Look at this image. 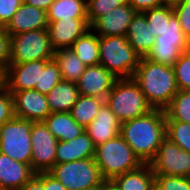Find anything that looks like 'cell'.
<instances>
[{
  "mask_svg": "<svg viewBox=\"0 0 190 190\" xmlns=\"http://www.w3.org/2000/svg\"><path fill=\"white\" fill-rule=\"evenodd\" d=\"M120 135L143 164H149L166 137V114L153 109L149 113L121 123Z\"/></svg>",
  "mask_w": 190,
  "mask_h": 190,
  "instance_id": "6da1fadb",
  "label": "cell"
},
{
  "mask_svg": "<svg viewBox=\"0 0 190 190\" xmlns=\"http://www.w3.org/2000/svg\"><path fill=\"white\" fill-rule=\"evenodd\" d=\"M132 78L153 109L165 110L179 91L173 67L152 62L144 57L140 59Z\"/></svg>",
  "mask_w": 190,
  "mask_h": 190,
  "instance_id": "7a4b0ae2",
  "label": "cell"
},
{
  "mask_svg": "<svg viewBox=\"0 0 190 190\" xmlns=\"http://www.w3.org/2000/svg\"><path fill=\"white\" fill-rule=\"evenodd\" d=\"M94 160L106 181L143 165L120 134L97 145Z\"/></svg>",
  "mask_w": 190,
  "mask_h": 190,
  "instance_id": "3957f363",
  "label": "cell"
},
{
  "mask_svg": "<svg viewBox=\"0 0 190 190\" xmlns=\"http://www.w3.org/2000/svg\"><path fill=\"white\" fill-rule=\"evenodd\" d=\"M105 103L121 123L141 117L153 110L133 78L117 79Z\"/></svg>",
  "mask_w": 190,
  "mask_h": 190,
  "instance_id": "277c9868",
  "label": "cell"
},
{
  "mask_svg": "<svg viewBox=\"0 0 190 190\" xmlns=\"http://www.w3.org/2000/svg\"><path fill=\"white\" fill-rule=\"evenodd\" d=\"M100 62L118 79L132 78L141 57L129 44L126 36H99Z\"/></svg>",
  "mask_w": 190,
  "mask_h": 190,
  "instance_id": "5b68a950",
  "label": "cell"
},
{
  "mask_svg": "<svg viewBox=\"0 0 190 190\" xmlns=\"http://www.w3.org/2000/svg\"><path fill=\"white\" fill-rule=\"evenodd\" d=\"M48 173L67 190H82L102 186L106 181L94 158L55 164Z\"/></svg>",
  "mask_w": 190,
  "mask_h": 190,
  "instance_id": "8992f818",
  "label": "cell"
},
{
  "mask_svg": "<svg viewBox=\"0 0 190 190\" xmlns=\"http://www.w3.org/2000/svg\"><path fill=\"white\" fill-rule=\"evenodd\" d=\"M31 127V121L17 117L3 123L0 126V153L31 165Z\"/></svg>",
  "mask_w": 190,
  "mask_h": 190,
  "instance_id": "52a82bcc",
  "label": "cell"
},
{
  "mask_svg": "<svg viewBox=\"0 0 190 190\" xmlns=\"http://www.w3.org/2000/svg\"><path fill=\"white\" fill-rule=\"evenodd\" d=\"M54 52L47 29L11 35L10 64L53 59Z\"/></svg>",
  "mask_w": 190,
  "mask_h": 190,
  "instance_id": "ba28073f",
  "label": "cell"
},
{
  "mask_svg": "<svg viewBox=\"0 0 190 190\" xmlns=\"http://www.w3.org/2000/svg\"><path fill=\"white\" fill-rule=\"evenodd\" d=\"M155 175L190 177V153L165 137L149 163Z\"/></svg>",
  "mask_w": 190,
  "mask_h": 190,
  "instance_id": "9c48e42d",
  "label": "cell"
},
{
  "mask_svg": "<svg viewBox=\"0 0 190 190\" xmlns=\"http://www.w3.org/2000/svg\"><path fill=\"white\" fill-rule=\"evenodd\" d=\"M58 140L48 130L44 122H32L31 168L35 173L48 172L56 164Z\"/></svg>",
  "mask_w": 190,
  "mask_h": 190,
  "instance_id": "30bf717a",
  "label": "cell"
},
{
  "mask_svg": "<svg viewBox=\"0 0 190 190\" xmlns=\"http://www.w3.org/2000/svg\"><path fill=\"white\" fill-rule=\"evenodd\" d=\"M52 59L9 64L6 68L5 87L12 94L40 87L41 70Z\"/></svg>",
  "mask_w": 190,
  "mask_h": 190,
  "instance_id": "8fae6325",
  "label": "cell"
},
{
  "mask_svg": "<svg viewBox=\"0 0 190 190\" xmlns=\"http://www.w3.org/2000/svg\"><path fill=\"white\" fill-rule=\"evenodd\" d=\"M11 95L13 98L14 115L19 119L43 122L51 113L46 95L35 89L14 92Z\"/></svg>",
  "mask_w": 190,
  "mask_h": 190,
  "instance_id": "7c38bea8",
  "label": "cell"
},
{
  "mask_svg": "<svg viewBox=\"0 0 190 190\" xmlns=\"http://www.w3.org/2000/svg\"><path fill=\"white\" fill-rule=\"evenodd\" d=\"M89 28L88 18L71 17L48 22L47 30L53 50L71 48Z\"/></svg>",
  "mask_w": 190,
  "mask_h": 190,
  "instance_id": "4fadbf2b",
  "label": "cell"
},
{
  "mask_svg": "<svg viewBox=\"0 0 190 190\" xmlns=\"http://www.w3.org/2000/svg\"><path fill=\"white\" fill-rule=\"evenodd\" d=\"M117 79V77L99 64L87 66L76 85L80 95L106 99Z\"/></svg>",
  "mask_w": 190,
  "mask_h": 190,
  "instance_id": "5bb4252c",
  "label": "cell"
},
{
  "mask_svg": "<svg viewBox=\"0 0 190 190\" xmlns=\"http://www.w3.org/2000/svg\"><path fill=\"white\" fill-rule=\"evenodd\" d=\"M136 11L127 3L106 12L90 28L99 36H126Z\"/></svg>",
  "mask_w": 190,
  "mask_h": 190,
  "instance_id": "9a60e30c",
  "label": "cell"
},
{
  "mask_svg": "<svg viewBox=\"0 0 190 190\" xmlns=\"http://www.w3.org/2000/svg\"><path fill=\"white\" fill-rule=\"evenodd\" d=\"M35 174L31 165L0 153V189L20 190Z\"/></svg>",
  "mask_w": 190,
  "mask_h": 190,
  "instance_id": "2e32d148",
  "label": "cell"
},
{
  "mask_svg": "<svg viewBox=\"0 0 190 190\" xmlns=\"http://www.w3.org/2000/svg\"><path fill=\"white\" fill-rule=\"evenodd\" d=\"M47 26V12L23 2L5 30L10 35H15L27 31L47 29Z\"/></svg>",
  "mask_w": 190,
  "mask_h": 190,
  "instance_id": "e0dca14e",
  "label": "cell"
},
{
  "mask_svg": "<svg viewBox=\"0 0 190 190\" xmlns=\"http://www.w3.org/2000/svg\"><path fill=\"white\" fill-rule=\"evenodd\" d=\"M121 122L104 103L95 119L85 128L95 146L105 143L120 134Z\"/></svg>",
  "mask_w": 190,
  "mask_h": 190,
  "instance_id": "ac0fdd59",
  "label": "cell"
},
{
  "mask_svg": "<svg viewBox=\"0 0 190 190\" xmlns=\"http://www.w3.org/2000/svg\"><path fill=\"white\" fill-rule=\"evenodd\" d=\"M96 146L86 132L70 141H58L56 164L94 158Z\"/></svg>",
  "mask_w": 190,
  "mask_h": 190,
  "instance_id": "d6986e66",
  "label": "cell"
},
{
  "mask_svg": "<svg viewBox=\"0 0 190 190\" xmlns=\"http://www.w3.org/2000/svg\"><path fill=\"white\" fill-rule=\"evenodd\" d=\"M126 37L141 58L148 54L156 38L148 28L146 17L142 12H136L133 16Z\"/></svg>",
  "mask_w": 190,
  "mask_h": 190,
  "instance_id": "ffe728a7",
  "label": "cell"
},
{
  "mask_svg": "<svg viewBox=\"0 0 190 190\" xmlns=\"http://www.w3.org/2000/svg\"><path fill=\"white\" fill-rule=\"evenodd\" d=\"M43 122L58 141H70L85 132L69 112L50 113Z\"/></svg>",
  "mask_w": 190,
  "mask_h": 190,
  "instance_id": "44dd1931",
  "label": "cell"
},
{
  "mask_svg": "<svg viewBox=\"0 0 190 190\" xmlns=\"http://www.w3.org/2000/svg\"><path fill=\"white\" fill-rule=\"evenodd\" d=\"M111 181L119 190H155V174L149 164L115 176Z\"/></svg>",
  "mask_w": 190,
  "mask_h": 190,
  "instance_id": "7402d4cb",
  "label": "cell"
},
{
  "mask_svg": "<svg viewBox=\"0 0 190 190\" xmlns=\"http://www.w3.org/2000/svg\"><path fill=\"white\" fill-rule=\"evenodd\" d=\"M80 93L76 83L61 80L46 95L51 113L69 112L79 98Z\"/></svg>",
  "mask_w": 190,
  "mask_h": 190,
  "instance_id": "603a6c76",
  "label": "cell"
},
{
  "mask_svg": "<svg viewBox=\"0 0 190 190\" xmlns=\"http://www.w3.org/2000/svg\"><path fill=\"white\" fill-rule=\"evenodd\" d=\"M71 50L86 66L99 65V35L91 28L73 43Z\"/></svg>",
  "mask_w": 190,
  "mask_h": 190,
  "instance_id": "cb8c5ba5",
  "label": "cell"
},
{
  "mask_svg": "<svg viewBox=\"0 0 190 190\" xmlns=\"http://www.w3.org/2000/svg\"><path fill=\"white\" fill-rule=\"evenodd\" d=\"M53 59L57 63L62 80L76 83L84 73L86 65L80 61L71 48L58 49L54 52Z\"/></svg>",
  "mask_w": 190,
  "mask_h": 190,
  "instance_id": "d4e9b609",
  "label": "cell"
},
{
  "mask_svg": "<svg viewBox=\"0 0 190 190\" xmlns=\"http://www.w3.org/2000/svg\"><path fill=\"white\" fill-rule=\"evenodd\" d=\"M71 17L87 18V0H55L47 11L48 22Z\"/></svg>",
  "mask_w": 190,
  "mask_h": 190,
  "instance_id": "484cf974",
  "label": "cell"
},
{
  "mask_svg": "<svg viewBox=\"0 0 190 190\" xmlns=\"http://www.w3.org/2000/svg\"><path fill=\"white\" fill-rule=\"evenodd\" d=\"M104 103L105 99L80 95L69 113L79 125L86 128L95 119Z\"/></svg>",
  "mask_w": 190,
  "mask_h": 190,
  "instance_id": "4316f807",
  "label": "cell"
},
{
  "mask_svg": "<svg viewBox=\"0 0 190 190\" xmlns=\"http://www.w3.org/2000/svg\"><path fill=\"white\" fill-rule=\"evenodd\" d=\"M188 44L154 43L144 57L152 62L173 67L180 55L187 51Z\"/></svg>",
  "mask_w": 190,
  "mask_h": 190,
  "instance_id": "83f0119b",
  "label": "cell"
},
{
  "mask_svg": "<svg viewBox=\"0 0 190 190\" xmlns=\"http://www.w3.org/2000/svg\"><path fill=\"white\" fill-rule=\"evenodd\" d=\"M164 111L166 121H181L190 124V90H179Z\"/></svg>",
  "mask_w": 190,
  "mask_h": 190,
  "instance_id": "f1b7e54d",
  "label": "cell"
},
{
  "mask_svg": "<svg viewBox=\"0 0 190 190\" xmlns=\"http://www.w3.org/2000/svg\"><path fill=\"white\" fill-rule=\"evenodd\" d=\"M147 20L148 28H150L152 35L155 37L161 36L167 25L170 17L174 14L171 4H166L157 8L142 12Z\"/></svg>",
  "mask_w": 190,
  "mask_h": 190,
  "instance_id": "f546056e",
  "label": "cell"
},
{
  "mask_svg": "<svg viewBox=\"0 0 190 190\" xmlns=\"http://www.w3.org/2000/svg\"><path fill=\"white\" fill-rule=\"evenodd\" d=\"M166 137L182 150L190 153V124L181 121H166Z\"/></svg>",
  "mask_w": 190,
  "mask_h": 190,
  "instance_id": "4dcf8cb0",
  "label": "cell"
},
{
  "mask_svg": "<svg viewBox=\"0 0 190 190\" xmlns=\"http://www.w3.org/2000/svg\"><path fill=\"white\" fill-rule=\"evenodd\" d=\"M127 3L128 0H87V18L89 26L106 12Z\"/></svg>",
  "mask_w": 190,
  "mask_h": 190,
  "instance_id": "1f68e13d",
  "label": "cell"
},
{
  "mask_svg": "<svg viewBox=\"0 0 190 190\" xmlns=\"http://www.w3.org/2000/svg\"><path fill=\"white\" fill-rule=\"evenodd\" d=\"M155 42L167 44H188V38L183 33L178 17L175 14L170 17L169 24L162 35L155 38Z\"/></svg>",
  "mask_w": 190,
  "mask_h": 190,
  "instance_id": "d6a6232c",
  "label": "cell"
},
{
  "mask_svg": "<svg viewBox=\"0 0 190 190\" xmlns=\"http://www.w3.org/2000/svg\"><path fill=\"white\" fill-rule=\"evenodd\" d=\"M61 80L59 67L55 60L52 59L46 64L44 70H41L40 87H35L34 89L41 94L47 95Z\"/></svg>",
  "mask_w": 190,
  "mask_h": 190,
  "instance_id": "836d02e7",
  "label": "cell"
},
{
  "mask_svg": "<svg viewBox=\"0 0 190 190\" xmlns=\"http://www.w3.org/2000/svg\"><path fill=\"white\" fill-rule=\"evenodd\" d=\"M20 190H67L48 172L35 173Z\"/></svg>",
  "mask_w": 190,
  "mask_h": 190,
  "instance_id": "e575fe53",
  "label": "cell"
},
{
  "mask_svg": "<svg viewBox=\"0 0 190 190\" xmlns=\"http://www.w3.org/2000/svg\"><path fill=\"white\" fill-rule=\"evenodd\" d=\"M179 90H190V52L184 51L173 65Z\"/></svg>",
  "mask_w": 190,
  "mask_h": 190,
  "instance_id": "d590c367",
  "label": "cell"
},
{
  "mask_svg": "<svg viewBox=\"0 0 190 190\" xmlns=\"http://www.w3.org/2000/svg\"><path fill=\"white\" fill-rule=\"evenodd\" d=\"M155 190H190V177L155 175Z\"/></svg>",
  "mask_w": 190,
  "mask_h": 190,
  "instance_id": "8d00e7d4",
  "label": "cell"
},
{
  "mask_svg": "<svg viewBox=\"0 0 190 190\" xmlns=\"http://www.w3.org/2000/svg\"><path fill=\"white\" fill-rule=\"evenodd\" d=\"M174 14L185 36L190 38V0H181L172 4Z\"/></svg>",
  "mask_w": 190,
  "mask_h": 190,
  "instance_id": "74e56055",
  "label": "cell"
},
{
  "mask_svg": "<svg viewBox=\"0 0 190 190\" xmlns=\"http://www.w3.org/2000/svg\"><path fill=\"white\" fill-rule=\"evenodd\" d=\"M14 117L13 98L8 89L4 87L0 90V126Z\"/></svg>",
  "mask_w": 190,
  "mask_h": 190,
  "instance_id": "f35d334b",
  "label": "cell"
},
{
  "mask_svg": "<svg viewBox=\"0 0 190 190\" xmlns=\"http://www.w3.org/2000/svg\"><path fill=\"white\" fill-rule=\"evenodd\" d=\"M23 0H0V27H6Z\"/></svg>",
  "mask_w": 190,
  "mask_h": 190,
  "instance_id": "ab89813d",
  "label": "cell"
},
{
  "mask_svg": "<svg viewBox=\"0 0 190 190\" xmlns=\"http://www.w3.org/2000/svg\"><path fill=\"white\" fill-rule=\"evenodd\" d=\"M11 59V35L0 27V65L6 70Z\"/></svg>",
  "mask_w": 190,
  "mask_h": 190,
  "instance_id": "60d3db41",
  "label": "cell"
},
{
  "mask_svg": "<svg viewBox=\"0 0 190 190\" xmlns=\"http://www.w3.org/2000/svg\"><path fill=\"white\" fill-rule=\"evenodd\" d=\"M128 4L136 12H144L152 8H157L166 5L164 0H128Z\"/></svg>",
  "mask_w": 190,
  "mask_h": 190,
  "instance_id": "b9f144b4",
  "label": "cell"
},
{
  "mask_svg": "<svg viewBox=\"0 0 190 190\" xmlns=\"http://www.w3.org/2000/svg\"><path fill=\"white\" fill-rule=\"evenodd\" d=\"M54 1L55 0H23L25 4L42 9L46 12Z\"/></svg>",
  "mask_w": 190,
  "mask_h": 190,
  "instance_id": "7bdbcfd3",
  "label": "cell"
},
{
  "mask_svg": "<svg viewBox=\"0 0 190 190\" xmlns=\"http://www.w3.org/2000/svg\"><path fill=\"white\" fill-rule=\"evenodd\" d=\"M6 70L0 65V90L5 87Z\"/></svg>",
  "mask_w": 190,
  "mask_h": 190,
  "instance_id": "ee69618b",
  "label": "cell"
},
{
  "mask_svg": "<svg viewBox=\"0 0 190 190\" xmlns=\"http://www.w3.org/2000/svg\"><path fill=\"white\" fill-rule=\"evenodd\" d=\"M102 190H119L112 181H105L102 184Z\"/></svg>",
  "mask_w": 190,
  "mask_h": 190,
  "instance_id": "f6af8a7d",
  "label": "cell"
},
{
  "mask_svg": "<svg viewBox=\"0 0 190 190\" xmlns=\"http://www.w3.org/2000/svg\"><path fill=\"white\" fill-rule=\"evenodd\" d=\"M82 190H102V186H93Z\"/></svg>",
  "mask_w": 190,
  "mask_h": 190,
  "instance_id": "bcb514c9",
  "label": "cell"
},
{
  "mask_svg": "<svg viewBox=\"0 0 190 190\" xmlns=\"http://www.w3.org/2000/svg\"><path fill=\"white\" fill-rule=\"evenodd\" d=\"M178 1H181V0H164V2L166 3V4H174V3H176V2H178Z\"/></svg>",
  "mask_w": 190,
  "mask_h": 190,
  "instance_id": "7dc6e473",
  "label": "cell"
},
{
  "mask_svg": "<svg viewBox=\"0 0 190 190\" xmlns=\"http://www.w3.org/2000/svg\"><path fill=\"white\" fill-rule=\"evenodd\" d=\"M187 51L190 52V38H188Z\"/></svg>",
  "mask_w": 190,
  "mask_h": 190,
  "instance_id": "c3c4849f",
  "label": "cell"
}]
</instances>
